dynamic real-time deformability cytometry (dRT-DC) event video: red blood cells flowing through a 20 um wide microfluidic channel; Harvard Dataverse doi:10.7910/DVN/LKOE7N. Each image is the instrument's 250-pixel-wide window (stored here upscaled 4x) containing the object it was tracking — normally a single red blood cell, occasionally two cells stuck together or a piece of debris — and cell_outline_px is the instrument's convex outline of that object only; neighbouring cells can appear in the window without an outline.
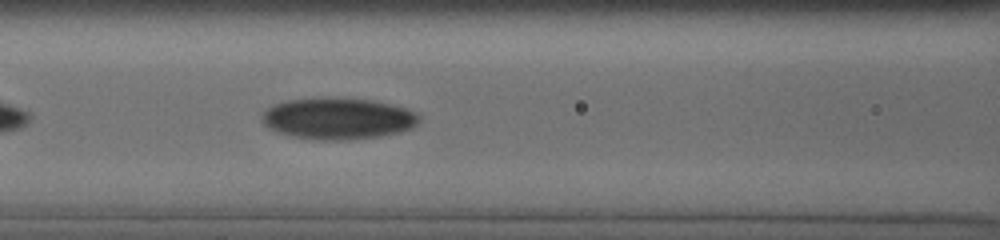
{"species": "human", "species_latin": "Homo sapiens", "temperature_condition": "cold", "stored_images_in_passage": 14, "segment_of_instrument_passage": [2, 2], "camera_frame_rate_fps": 3000, "um_per_image_px": 0.085, "donor": {"sex": "male"}, "frame": {"image": 1, "passage_image": 14, "time_ms": 9.0, "image_size_px": [1000, 240], "cell_outline_px": [[420, 120], [412, 128], [400, 132], [380, 136], [352, 140], [312, 140], [288, 136], [276, 132], [268, 128], [264, 124], [260, 116], [268, 108], [276, 104], [288, 100], [372, 100], [404, 108], [420, 116]], "centroid_in_image_um": [28.7, 10.14], "position_along_channel_um": 137.9, "area_um2": 37.22}}